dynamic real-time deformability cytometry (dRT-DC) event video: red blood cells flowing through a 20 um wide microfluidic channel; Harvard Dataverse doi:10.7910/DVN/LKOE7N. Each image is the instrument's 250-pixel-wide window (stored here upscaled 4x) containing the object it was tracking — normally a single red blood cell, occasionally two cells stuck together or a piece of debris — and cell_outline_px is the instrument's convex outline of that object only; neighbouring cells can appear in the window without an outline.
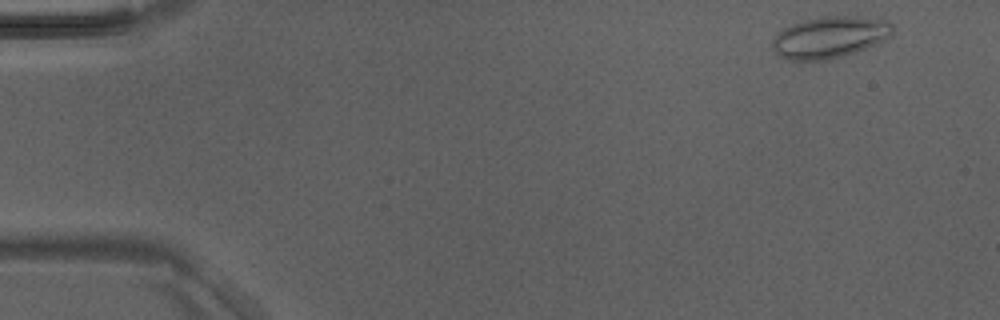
{"species": "Egyptian fruit bat (a non-hibernating species)", "species_latin": "Rousettus aegyptiacus", "temperature_condition": "room temperature", "stored_images_in_passage": 4, "camera_frame_rate_fps": 3000, "um_per_image_px": 0.085, "animal": {"sex": "male"}, "frame": {"image": 1, "passage_image": 1, "time_ms": 0.0, "image_size_px": [1000, 320], "cell_outline_px": [[892, 36], [884, 40], [856, 52], [828, 60], [788, 60], [780, 56], [772, 48], [772, 40], [784, 28], [792, 24], [804, 20], [820, 16], [856, 16], [888, 20], [892, 24]], "centroid_in_image_um": [70.54, 3.16], "position_along_channel_um": 14.5, "area_um2": 29.13}}